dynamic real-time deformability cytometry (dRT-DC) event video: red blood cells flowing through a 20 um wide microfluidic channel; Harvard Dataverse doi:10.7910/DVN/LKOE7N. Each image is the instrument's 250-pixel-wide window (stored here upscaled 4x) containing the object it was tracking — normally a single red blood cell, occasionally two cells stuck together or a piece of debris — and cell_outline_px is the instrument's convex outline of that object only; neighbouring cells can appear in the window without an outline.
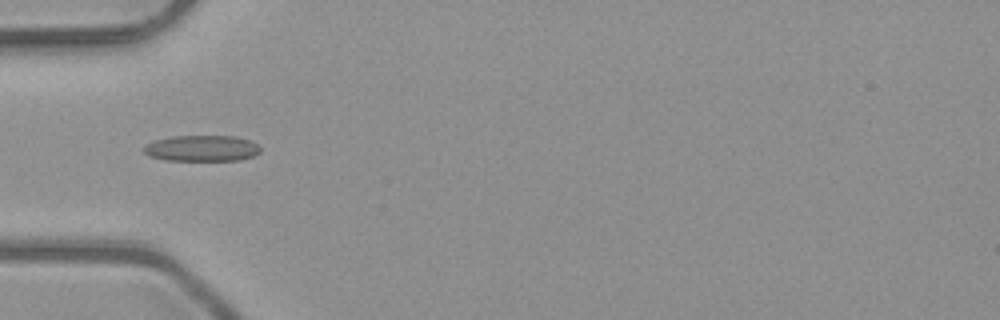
{"species": "common noctule bat (a hibernating species)", "species_latin": "Nyctalus noctula", "temperature_condition": "room temperature", "stored_images_in_passage": 3, "camera_frame_rate_fps": 3000, "um_per_image_px": 0.085, "animal": {"sex": "male", "body_mass_g": 23.1, "forearm_length_mm": 52.7}, "frame": {"image": 1, "passage_image": 3, "time_ms": 0.667, "image_size_px": [1000, 320], "cell_outline_px": [[260, 152], [252, 156], [240, 160], [168, 160], [148, 156], [144, 152], [144, 148], [148, 144], [156, 140], [172, 136], [236, 136], [252, 140], [260, 148]], "centroid_in_image_um": [17.19, 12.6], "position_along_channel_um": 67.8, "area_um2": 17.57}}